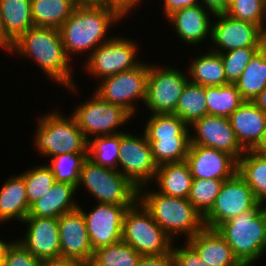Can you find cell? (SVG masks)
Listing matches in <instances>:
<instances>
[{
    "label": "cell",
    "instance_id": "obj_1",
    "mask_svg": "<svg viewBox=\"0 0 266 266\" xmlns=\"http://www.w3.org/2000/svg\"><path fill=\"white\" fill-rule=\"evenodd\" d=\"M6 52L33 60L47 79H52L51 82L60 84L64 89H68V92L80 95L76 80L73 78L74 66L70 62L72 59L66 54L59 29L30 27L10 45Z\"/></svg>",
    "mask_w": 266,
    "mask_h": 266
},
{
    "label": "cell",
    "instance_id": "obj_2",
    "mask_svg": "<svg viewBox=\"0 0 266 266\" xmlns=\"http://www.w3.org/2000/svg\"><path fill=\"white\" fill-rule=\"evenodd\" d=\"M123 18L127 17L118 8L104 3L76 6L59 29L66 54L73 64L74 55L82 57L85 53L86 60L99 45L111 39L110 29Z\"/></svg>",
    "mask_w": 266,
    "mask_h": 266
},
{
    "label": "cell",
    "instance_id": "obj_3",
    "mask_svg": "<svg viewBox=\"0 0 266 266\" xmlns=\"http://www.w3.org/2000/svg\"><path fill=\"white\" fill-rule=\"evenodd\" d=\"M150 187L138 189V201L174 242L182 234L187 240L205 227L203 216L188 199L167 196Z\"/></svg>",
    "mask_w": 266,
    "mask_h": 266
},
{
    "label": "cell",
    "instance_id": "obj_4",
    "mask_svg": "<svg viewBox=\"0 0 266 266\" xmlns=\"http://www.w3.org/2000/svg\"><path fill=\"white\" fill-rule=\"evenodd\" d=\"M217 232L231 247L235 257L243 266H254L266 253V205L220 224Z\"/></svg>",
    "mask_w": 266,
    "mask_h": 266
},
{
    "label": "cell",
    "instance_id": "obj_5",
    "mask_svg": "<svg viewBox=\"0 0 266 266\" xmlns=\"http://www.w3.org/2000/svg\"><path fill=\"white\" fill-rule=\"evenodd\" d=\"M37 117L33 141L36 152L44 158L68 153H88V140L75 118L51 109ZM62 112V114H61Z\"/></svg>",
    "mask_w": 266,
    "mask_h": 266
},
{
    "label": "cell",
    "instance_id": "obj_6",
    "mask_svg": "<svg viewBox=\"0 0 266 266\" xmlns=\"http://www.w3.org/2000/svg\"><path fill=\"white\" fill-rule=\"evenodd\" d=\"M84 187L98 203L133 206L138 201V188L118 170L95 164L91 159L83 162L79 187Z\"/></svg>",
    "mask_w": 266,
    "mask_h": 266
},
{
    "label": "cell",
    "instance_id": "obj_7",
    "mask_svg": "<svg viewBox=\"0 0 266 266\" xmlns=\"http://www.w3.org/2000/svg\"><path fill=\"white\" fill-rule=\"evenodd\" d=\"M121 240L141 256L171 253L174 243L139 201L124 213Z\"/></svg>",
    "mask_w": 266,
    "mask_h": 266
},
{
    "label": "cell",
    "instance_id": "obj_8",
    "mask_svg": "<svg viewBox=\"0 0 266 266\" xmlns=\"http://www.w3.org/2000/svg\"><path fill=\"white\" fill-rule=\"evenodd\" d=\"M137 44V41L126 35L125 38L120 34L114 35L91 53L84 61L85 68L82 69L97 82L105 77L134 69L144 61L138 59L140 46Z\"/></svg>",
    "mask_w": 266,
    "mask_h": 266
},
{
    "label": "cell",
    "instance_id": "obj_9",
    "mask_svg": "<svg viewBox=\"0 0 266 266\" xmlns=\"http://www.w3.org/2000/svg\"><path fill=\"white\" fill-rule=\"evenodd\" d=\"M85 102L76 104L71 112L84 137L91 138L103 135L123 133L119 130L134 117L123 107L101 99L96 93Z\"/></svg>",
    "mask_w": 266,
    "mask_h": 266
},
{
    "label": "cell",
    "instance_id": "obj_10",
    "mask_svg": "<svg viewBox=\"0 0 266 266\" xmlns=\"http://www.w3.org/2000/svg\"><path fill=\"white\" fill-rule=\"evenodd\" d=\"M148 73L149 62L144 61L134 69L99 80L93 92L101 99L123 107L135 117L139 111L138 102L145 101Z\"/></svg>",
    "mask_w": 266,
    "mask_h": 266
},
{
    "label": "cell",
    "instance_id": "obj_11",
    "mask_svg": "<svg viewBox=\"0 0 266 266\" xmlns=\"http://www.w3.org/2000/svg\"><path fill=\"white\" fill-rule=\"evenodd\" d=\"M162 66V67H161ZM149 62L144 104L150 114L174 113L178 100L189 82L187 72Z\"/></svg>",
    "mask_w": 266,
    "mask_h": 266
},
{
    "label": "cell",
    "instance_id": "obj_12",
    "mask_svg": "<svg viewBox=\"0 0 266 266\" xmlns=\"http://www.w3.org/2000/svg\"><path fill=\"white\" fill-rule=\"evenodd\" d=\"M125 131L121 133L118 171L138 189L151 185L158 165L153 159L150 143L144 132L138 136Z\"/></svg>",
    "mask_w": 266,
    "mask_h": 266
},
{
    "label": "cell",
    "instance_id": "obj_13",
    "mask_svg": "<svg viewBox=\"0 0 266 266\" xmlns=\"http://www.w3.org/2000/svg\"><path fill=\"white\" fill-rule=\"evenodd\" d=\"M259 204L251 188L236 173L224 181L213 207L203 217L204 226L216 229L220 224L255 209Z\"/></svg>",
    "mask_w": 266,
    "mask_h": 266
},
{
    "label": "cell",
    "instance_id": "obj_14",
    "mask_svg": "<svg viewBox=\"0 0 266 266\" xmlns=\"http://www.w3.org/2000/svg\"><path fill=\"white\" fill-rule=\"evenodd\" d=\"M212 20L211 51L224 53L246 47L264 46L263 30L252 23L237 20L224 14L214 15Z\"/></svg>",
    "mask_w": 266,
    "mask_h": 266
},
{
    "label": "cell",
    "instance_id": "obj_15",
    "mask_svg": "<svg viewBox=\"0 0 266 266\" xmlns=\"http://www.w3.org/2000/svg\"><path fill=\"white\" fill-rule=\"evenodd\" d=\"M130 207L96 202L89 212L79 205L93 251L121 241L123 216Z\"/></svg>",
    "mask_w": 266,
    "mask_h": 266
},
{
    "label": "cell",
    "instance_id": "obj_16",
    "mask_svg": "<svg viewBox=\"0 0 266 266\" xmlns=\"http://www.w3.org/2000/svg\"><path fill=\"white\" fill-rule=\"evenodd\" d=\"M190 145L207 146L232 155L237 161L245 150L238 143L227 117L206 115L189 126Z\"/></svg>",
    "mask_w": 266,
    "mask_h": 266
},
{
    "label": "cell",
    "instance_id": "obj_17",
    "mask_svg": "<svg viewBox=\"0 0 266 266\" xmlns=\"http://www.w3.org/2000/svg\"><path fill=\"white\" fill-rule=\"evenodd\" d=\"M20 224L27 228L17 241L33 256L43 261L60 258L58 218L26 217Z\"/></svg>",
    "mask_w": 266,
    "mask_h": 266
},
{
    "label": "cell",
    "instance_id": "obj_18",
    "mask_svg": "<svg viewBox=\"0 0 266 266\" xmlns=\"http://www.w3.org/2000/svg\"><path fill=\"white\" fill-rule=\"evenodd\" d=\"M185 161L193 179L226 181L238 169V161L232 155L207 146L190 145Z\"/></svg>",
    "mask_w": 266,
    "mask_h": 266
},
{
    "label": "cell",
    "instance_id": "obj_19",
    "mask_svg": "<svg viewBox=\"0 0 266 266\" xmlns=\"http://www.w3.org/2000/svg\"><path fill=\"white\" fill-rule=\"evenodd\" d=\"M60 257L77 259L89 264L93 249L82 211L77 208L58 218Z\"/></svg>",
    "mask_w": 266,
    "mask_h": 266
},
{
    "label": "cell",
    "instance_id": "obj_20",
    "mask_svg": "<svg viewBox=\"0 0 266 266\" xmlns=\"http://www.w3.org/2000/svg\"><path fill=\"white\" fill-rule=\"evenodd\" d=\"M213 17L214 15L210 11L198 4L177 10L166 19L168 23H172L175 35L184 42V45L196 47L207 38H209L208 41H211Z\"/></svg>",
    "mask_w": 266,
    "mask_h": 266
},
{
    "label": "cell",
    "instance_id": "obj_21",
    "mask_svg": "<svg viewBox=\"0 0 266 266\" xmlns=\"http://www.w3.org/2000/svg\"><path fill=\"white\" fill-rule=\"evenodd\" d=\"M228 119L245 151L252 150L266 130V113L252 101H245Z\"/></svg>",
    "mask_w": 266,
    "mask_h": 266
},
{
    "label": "cell",
    "instance_id": "obj_22",
    "mask_svg": "<svg viewBox=\"0 0 266 266\" xmlns=\"http://www.w3.org/2000/svg\"><path fill=\"white\" fill-rule=\"evenodd\" d=\"M185 241L196 251L201 260L210 266H243L216 229L204 227Z\"/></svg>",
    "mask_w": 266,
    "mask_h": 266
},
{
    "label": "cell",
    "instance_id": "obj_23",
    "mask_svg": "<svg viewBox=\"0 0 266 266\" xmlns=\"http://www.w3.org/2000/svg\"><path fill=\"white\" fill-rule=\"evenodd\" d=\"M77 192V187L72 184L55 182L49 192L30 206L27 217L59 218L75 210L81 204L76 200Z\"/></svg>",
    "mask_w": 266,
    "mask_h": 266
},
{
    "label": "cell",
    "instance_id": "obj_24",
    "mask_svg": "<svg viewBox=\"0 0 266 266\" xmlns=\"http://www.w3.org/2000/svg\"><path fill=\"white\" fill-rule=\"evenodd\" d=\"M2 50L7 51L24 32L34 26L31 0H0Z\"/></svg>",
    "mask_w": 266,
    "mask_h": 266
},
{
    "label": "cell",
    "instance_id": "obj_25",
    "mask_svg": "<svg viewBox=\"0 0 266 266\" xmlns=\"http://www.w3.org/2000/svg\"><path fill=\"white\" fill-rule=\"evenodd\" d=\"M3 183L0 188V224L12 220L22 223L30 210L24 178L16 174Z\"/></svg>",
    "mask_w": 266,
    "mask_h": 266
},
{
    "label": "cell",
    "instance_id": "obj_26",
    "mask_svg": "<svg viewBox=\"0 0 266 266\" xmlns=\"http://www.w3.org/2000/svg\"><path fill=\"white\" fill-rule=\"evenodd\" d=\"M192 175L186 161L165 163L157 168L154 181L158 192L172 197L187 199L192 184ZM158 185V186H157Z\"/></svg>",
    "mask_w": 266,
    "mask_h": 266
},
{
    "label": "cell",
    "instance_id": "obj_27",
    "mask_svg": "<svg viewBox=\"0 0 266 266\" xmlns=\"http://www.w3.org/2000/svg\"><path fill=\"white\" fill-rule=\"evenodd\" d=\"M206 49V52L204 51ZM197 52L198 55L189 63L187 71L190 82L201 86H223L229 84L226 79L221 55L209 48ZM201 54V55H200Z\"/></svg>",
    "mask_w": 266,
    "mask_h": 266
},
{
    "label": "cell",
    "instance_id": "obj_28",
    "mask_svg": "<svg viewBox=\"0 0 266 266\" xmlns=\"http://www.w3.org/2000/svg\"><path fill=\"white\" fill-rule=\"evenodd\" d=\"M237 173L251 188L257 201L266 205V155L246 150L238 160Z\"/></svg>",
    "mask_w": 266,
    "mask_h": 266
},
{
    "label": "cell",
    "instance_id": "obj_29",
    "mask_svg": "<svg viewBox=\"0 0 266 266\" xmlns=\"http://www.w3.org/2000/svg\"><path fill=\"white\" fill-rule=\"evenodd\" d=\"M244 101H253L266 88V47L262 46L235 83Z\"/></svg>",
    "mask_w": 266,
    "mask_h": 266
},
{
    "label": "cell",
    "instance_id": "obj_30",
    "mask_svg": "<svg viewBox=\"0 0 266 266\" xmlns=\"http://www.w3.org/2000/svg\"><path fill=\"white\" fill-rule=\"evenodd\" d=\"M75 8L70 0H31L34 26L60 29Z\"/></svg>",
    "mask_w": 266,
    "mask_h": 266
},
{
    "label": "cell",
    "instance_id": "obj_31",
    "mask_svg": "<svg viewBox=\"0 0 266 266\" xmlns=\"http://www.w3.org/2000/svg\"><path fill=\"white\" fill-rule=\"evenodd\" d=\"M208 115L229 117L245 101L235 84L205 86Z\"/></svg>",
    "mask_w": 266,
    "mask_h": 266
},
{
    "label": "cell",
    "instance_id": "obj_32",
    "mask_svg": "<svg viewBox=\"0 0 266 266\" xmlns=\"http://www.w3.org/2000/svg\"><path fill=\"white\" fill-rule=\"evenodd\" d=\"M188 126L208 115L205 86L188 82L181 94L175 112Z\"/></svg>",
    "mask_w": 266,
    "mask_h": 266
},
{
    "label": "cell",
    "instance_id": "obj_33",
    "mask_svg": "<svg viewBox=\"0 0 266 266\" xmlns=\"http://www.w3.org/2000/svg\"><path fill=\"white\" fill-rule=\"evenodd\" d=\"M144 124L147 140H160L167 137H190L189 126L173 113L151 114Z\"/></svg>",
    "mask_w": 266,
    "mask_h": 266
},
{
    "label": "cell",
    "instance_id": "obj_34",
    "mask_svg": "<svg viewBox=\"0 0 266 266\" xmlns=\"http://www.w3.org/2000/svg\"><path fill=\"white\" fill-rule=\"evenodd\" d=\"M121 133L96 136L88 141V158L100 166L118 170Z\"/></svg>",
    "mask_w": 266,
    "mask_h": 266
},
{
    "label": "cell",
    "instance_id": "obj_35",
    "mask_svg": "<svg viewBox=\"0 0 266 266\" xmlns=\"http://www.w3.org/2000/svg\"><path fill=\"white\" fill-rule=\"evenodd\" d=\"M141 255L122 240L93 251L90 266H136Z\"/></svg>",
    "mask_w": 266,
    "mask_h": 266
},
{
    "label": "cell",
    "instance_id": "obj_36",
    "mask_svg": "<svg viewBox=\"0 0 266 266\" xmlns=\"http://www.w3.org/2000/svg\"><path fill=\"white\" fill-rule=\"evenodd\" d=\"M148 142L153 159L158 166L185 161L190 147V137H167L148 140Z\"/></svg>",
    "mask_w": 266,
    "mask_h": 266
},
{
    "label": "cell",
    "instance_id": "obj_37",
    "mask_svg": "<svg viewBox=\"0 0 266 266\" xmlns=\"http://www.w3.org/2000/svg\"><path fill=\"white\" fill-rule=\"evenodd\" d=\"M88 153H68L51 157L45 161L54 174L56 182H65L77 187L83 162Z\"/></svg>",
    "mask_w": 266,
    "mask_h": 266
},
{
    "label": "cell",
    "instance_id": "obj_38",
    "mask_svg": "<svg viewBox=\"0 0 266 266\" xmlns=\"http://www.w3.org/2000/svg\"><path fill=\"white\" fill-rule=\"evenodd\" d=\"M28 168L19 174L24 178L28 202L29 206H31L49 192L56 181L54 174L45 162L44 165L38 164L37 166L33 165Z\"/></svg>",
    "mask_w": 266,
    "mask_h": 266
},
{
    "label": "cell",
    "instance_id": "obj_39",
    "mask_svg": "<svg viewBox=\"0 0 266 266\" xmlns=\"http://www.w3.org/2000/svg\"><path fill=\"white\" fill-rule=\"evenodd\" d=\"M225 180L193 179L188 200L204 217L213 207Z\"/></svg>",
    "mask_w": 266,
    "mask_h": 266
},
{
    "label": "cell",
    "instance_id": "obj_40",
    "mask_svg": "<svg viewBox=\"0 0 266 266\" xmlns=\"http://www.w3.org/2000/svg\"><path fill=\"white\" fill-rule=\"evenodd\" d=\"M225 14L231 18L255 24L263 31L265 30V0H232L229 2V6Z\"/></svg>",
    "mask_w": 266,
    "mask_h": 266
},
{
    "label": "cell",
    "instance_id": "obj_41",
    "mask_svg": "<svg viewBox=\"0 0 266 266\" xmlns=\"http://www.w3.org/2000/svg\"><path fill=\"white\" fill-rule=\"evenodd\" d=\"M261 47H246L219 53L225 69L228 83L235 84L251 58Z\"/></svg>",
    "mask_w": 266,
    "mask_h": 266
},
{
    "label": "cell",
    "instance_id": "obj_42",
    "mask_svg": "<svg viewBox=\"0 0 266 266\" xmlns=\"http://www.w3.org/2000/svg\"><path fill=\"white\" fill-rule=\"evenodd\" d=\"M43 260L33 256L16 238L6 250L1 266H42Z\"/></svg>",
    "mask_w": 266,
    "mask_h": 266
},
{
    "label": "cell",
    "instance_id": "obj_43",
    "mask_svg": "<svg viewBox=\"0 0 266 266\" xmlns=\"http://www.w3.org/2000/svg\"><path fill=\"white\" fill-rule=\"evenodd\" d=\"M184 246L175 247V242L172 246V254L175 260V266H210L201 260L196 251L186 242Z\"/></svg>",
    "mask_w": 266,
    "mask_h": 266
},
{
    "label": "cell",
    "instance_id": "obj_44",
    "mask_svg": "<svg viewBox=\"0 0 266 266\" xmlns=\"http://www.w3.org/2000/svg\"><path fill=\"white\" fill-rule=\"evenodd\" d=\"M136 266H175V260L172 252L162 255L141 256Z\"/></svg>",
    "mask_w": 266,
    "mask_h": 266
},
{
    "label": "cell",
    "instance_id": "obj_45",
    "mask_svg": "<svg viewBox=\"0 0 266 266\" xmlns=\"http://www.w3.org/2000/svg\"><path fill=\"white\" fill-rule=\"evenodd\" d=\"M163 1V13L166 18L177 10H181L186 7H192L200 4V0H162Z\"/></svg>",
    "mask_w": 266,
    "mask_h": 266
},
{
    "label": "cell",
    "instance_id": "obj_46",
    "mask_svg": "<svg viewBox=\"0 0 266 266\" xmlns=\"http://www.w3.org/2000/svg\"><path fill=\"white\" fill-rule=\"evenodd\" d=\"M101 3L106 5H111L118 8L128 19L132 11L137 10V7H140L142 0H100ZM134 9V10H133Z\"/></svg>",
    "mask_w": 266,
    "mask_h": 266
},
{
    "label": "cell",
    "instance_id": "obj_47",
    "mask_svg": "<svg viewBox=\"0 0 266 266\" xmlns=\"http://www.w3.org/2000/svg\"><path fill=\"white\" fill-rule=\"evenodd\" d=\"M200 5L210 11L213 15H217L226 13L229 2L227 0H200Z\"/></svg>",
    "mask_w": 266,
    "mask_h": 266
},
{
    "label": "cell",
    "instance_id": "obj_48",
    "mask_svg": "<svg viewBox=\"0 0 266 266\" xmlns=\"http://www.w3.org/2000/svg\"><path fill=\"white\" fill-rule=\"evenodd\" d=\"M84 263L72 258H54L43 261L42 266H83Z\"/></svg>",
    "mask_w": 266,
    "mask_h": 266
},
{
    "label": "cell",
    "instance_id": "obj_49",
    "mask_svg": "<svg viewBox=\"0 0 266 266\" xmlns=\"http://www.w3.org/2000/svg\"><path fill=\"white\" fill-rule=\"evenodd\" d=\"M251 151L257 154L266 155V130L262 134V137L257 145Z\"/></svg>",
    "mask_w": 266,
    "mask_h": 266
},
{
    "label": "cell",
    "instance_id": "obj_50",
    "mask_svg": "<svg viewBox=\"0 0 266 266\" xmlns=\"http://www.w3.org/2000/svg\"><path fill=\"white\" fill-rule=\"evenodd\" d=\"M252 102L266 113V88Z\"/></svg>",
    "mask_w": 266,
    "mask_h": 266
},
{
    "label": "cell",
    "instance_id": "obj_51",
    "mask_svg": "<svg viewBox=\"0 0 266 266\" xmlns=\"http://www.w3.org/2000/svg\"><path fill=\"white\" fill-rule=\"evenodd\" d=\"M13 241L14 240H12V239H11V241L4 240V237H3V240L0 239V265L2 264L3 258L5 257L6 250L13 243Z\"/></svg>",
    "mask_w": 266,
    "mask_h": 266
},
{
    "label": "cell",
    "instance_id": "obj_52",
    "mask_svg": "<svg viewBox=\"0 0 266 266\" xmlns=\"http://www.w3.org/2000/svg\"><path fill=\"white\" fill-rule=\"evenodd\" d=\"M75 6H92L101 3L100 0H70Z\"/></svg>",
    "mask_w": 266,
    "mask_h": 266
},
{
    "label": "cell",
    "instance_id": "obj_53",
    "mask_svg": "<svg viewBox=\"0 0 266 266\" xmlns=\"http://www.w3.org/2000/svg\"><path fill=\"white\" fill-rule=\"evenodd\" d=\"M0 49L2 50V20H1V9H0Z\"/></svg>",
    "mask_w": 266,
    "mask_h": 266
},
{
    "label": "cell",
    "instance_id": "obj_54",
    "mask_svg": "<svg viewBox=\"0 0 266 266\" xmlns=\"http://www.w3.org/2000/svg\"><path fill=\"white\" fill-rule=\"evenodd\" d=\"M264 33V46L266 47V27H265V30L263 31Z\"/></svg>",
    "mask_w": 266,
    "mask_h": 266
}]
</instances>
